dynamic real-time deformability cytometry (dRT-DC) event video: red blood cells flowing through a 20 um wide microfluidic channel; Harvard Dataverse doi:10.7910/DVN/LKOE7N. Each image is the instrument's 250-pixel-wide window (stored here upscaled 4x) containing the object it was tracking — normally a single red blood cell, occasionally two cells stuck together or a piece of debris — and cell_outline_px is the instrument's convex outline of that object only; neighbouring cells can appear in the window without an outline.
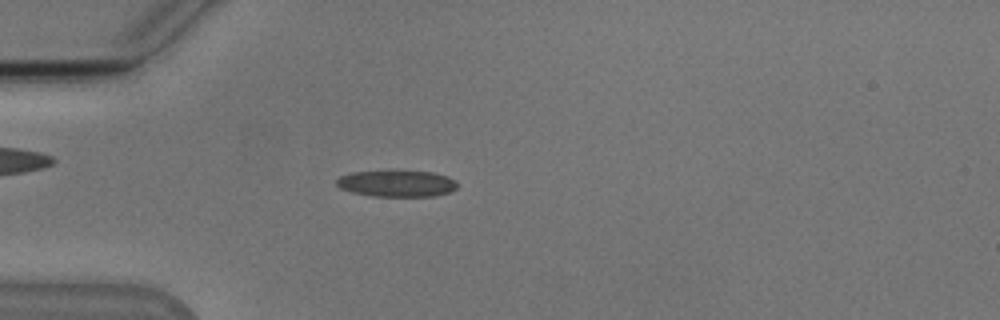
{"species": "Egyptian fruit bat (a non-hibernating species)", "species_latin": "Rousettus aegyptiacus", "temperature_condition": "cold", "stored_images_in_passage": 53, "camera_frame_rate_fps": 3000, "um_per_image_px": 0.085, "animal": {"sex": "male"}, "frame": {"image": 1, "passage_image": 15, "time_ms": 4.667, "image_size_px": [1000, 320], "cell_outline_px": [[460, 184], [456, 188], [448, 192], [436, 196], [372, 196], [352, 192], [340, 188], [336, 184], [336, 180], [340, 176], [352, 172], [388, 168], [432, 172], [448, 176], [456, 180]], "centroid_in_image_um": [33.73, 15.55], "position_along_channel_um": 51.3, "area_um2": 19.54}}
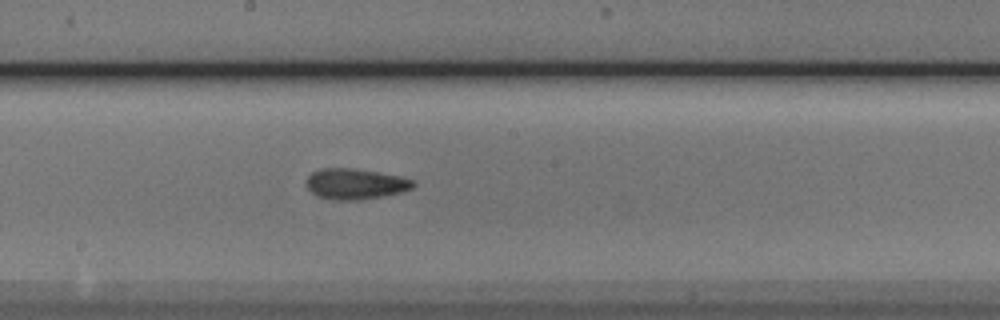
{"frame": {"image": 2, "passage_image": 29, "time_ms": 9.333, "image_size_px": [1000, 320], "cell_outline_px": [[416, 184], [412, 188], [400, 192], [360, 200], [332, 200], [316, 196], [308, 188], [308, 176], [312, 172], [320, 168], [352, 168], [376, 172], [396, 176], [412, 180]], "centroid_in_image_um": [30.16, 15.64], "position_along_channel_um": 218.0, "area_um2": 18.79}}
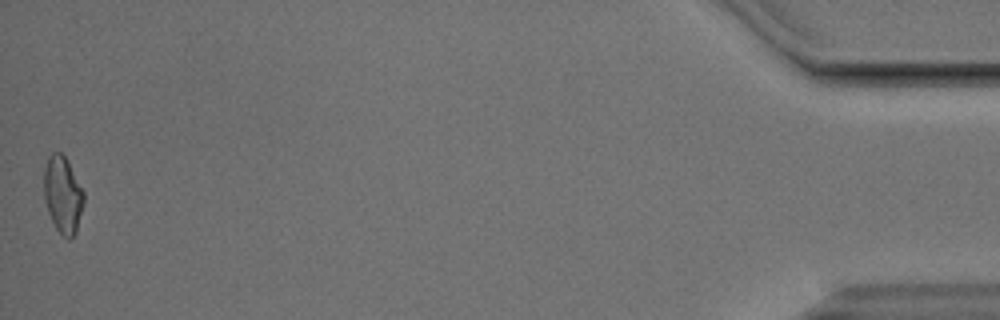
{"frame": {"image": 3, "passage_image": 53, "time_ms": 17.333, "image_size_px": [1000, 320], "cell_outline_px": [[84, 204], [76, 232], [68, 240], [56, 228], [48, 212], [44, 200], [44, 168], [48, 156], [52, 152], [60, 152], [64, 156], [84, 192]], "centroid_in_image_um": [5.33, 16.55], "position_along_channel_um": 429.9, "area_um2": 17.69}, "authors_computed_cell_mechanics": {"area_um2": 18.0336, "velocity_mm_per_s": 3.8392, "shape_relaxation_time_tau1_ms": 4.8205, "shape_relaxation_time_tau2_ms": 3.8897, "deformation_change_tau1": 0.153, "deformation_change_tau2": 0.1261}}